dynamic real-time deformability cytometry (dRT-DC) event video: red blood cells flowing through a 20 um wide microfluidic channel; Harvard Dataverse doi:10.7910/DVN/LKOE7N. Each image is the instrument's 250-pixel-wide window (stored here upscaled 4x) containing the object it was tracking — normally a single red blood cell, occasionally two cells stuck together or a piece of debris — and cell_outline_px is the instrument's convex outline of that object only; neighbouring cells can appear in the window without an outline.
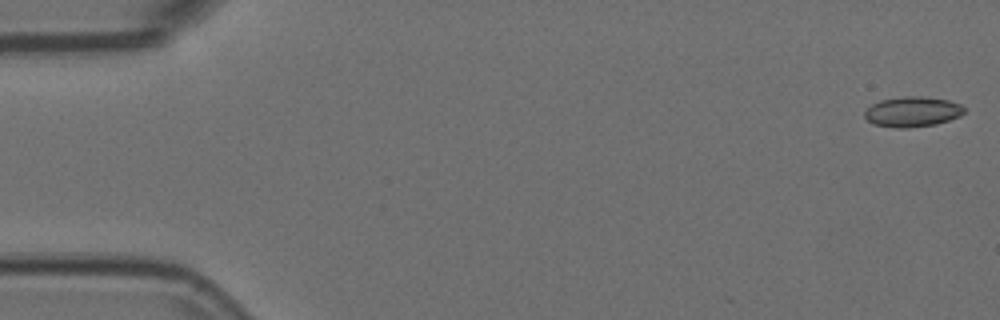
{"species": "Egyptian fruit bat (a non-hibernating species)", "species_latin": "Rousettus aegyptiacus", "temperature_condition": "room temperature", "stored_images_in_passage": 8, "camera_frame_rate_fps": 3000, "um_per_image_px": 0.085, "animal": {"sex": "female"}, "frame": {"image": 1, "passage_image": 1, "time_ms": 0.0, "image_size_px": [1000, 320], "cell_outline_px": [[964, 112], [960, 116], [936, 124], [908, 128], [896, 128], [872, 124], [864, 116], [864, 112], [872, 104], [880, 100], [904, 96], [924, 96], [948, 100], [960, 104], [964, 108]], "centroid_in_image_um": [77.54, 9.5], "position_along_channel_um": 7.5, "area_um2": 17.57}}